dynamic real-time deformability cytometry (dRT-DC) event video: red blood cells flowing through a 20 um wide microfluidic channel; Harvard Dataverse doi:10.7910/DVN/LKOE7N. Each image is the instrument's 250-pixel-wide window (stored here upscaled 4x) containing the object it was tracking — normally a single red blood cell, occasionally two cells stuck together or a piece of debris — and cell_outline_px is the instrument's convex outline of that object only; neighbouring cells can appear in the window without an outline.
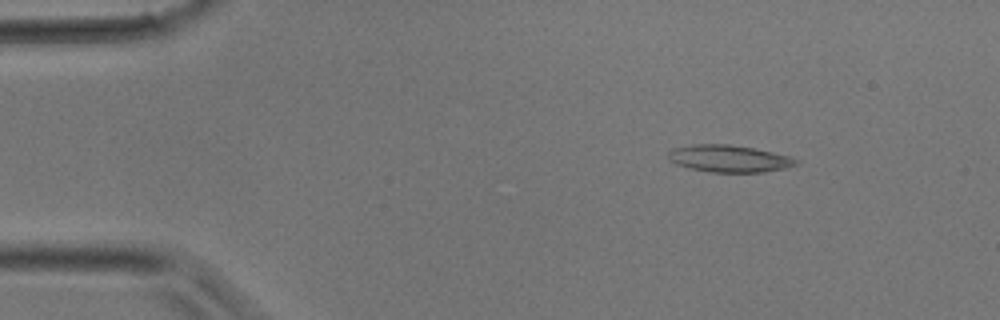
{"species": "common noctule bat (a hibernating species)", "species_latin": "Nyctalus noctula", "temperature_condition": "room temperature", "stored_images_in_passage": 35, "camera_frame_rate_fps": 3000, "um_per_image_px": 0.085, "animal": {"sex": "male", "body_mass_g": 17.9}, "frame": {"image": 1, "passage_image": 5, "time_ms": 1.333, "image_size_px": [1000, 320], "cell_outline_px": [[800, 160], [796, 164], [784, 168], [764, 172], [712, 172], [692, 168], [676, 164], [668, 160], [668, 152], [672, 148], [692, 144], [728, 144], [752, 148], [772, 152], [788, 156]], "centroid_in_image_um": [61.93, 13.47], "position_along_channel_um": 23.1, "area_um2": 20.0}}
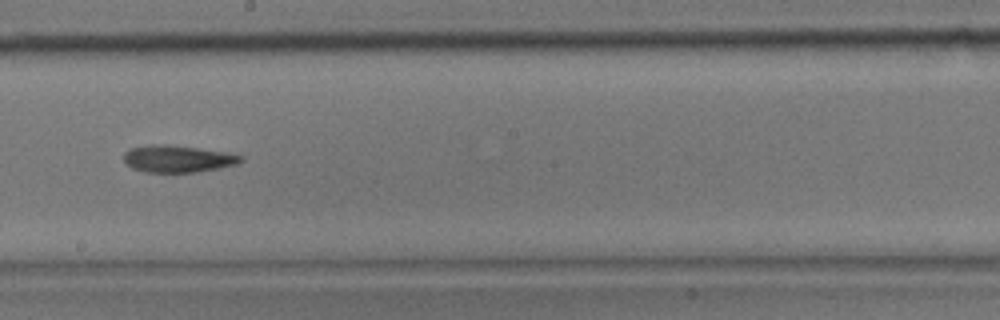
{"frame": {"image": 2, "passage_image": 20, "time_ms": 6.333, "image_size_px": [1000, 320], "cell_outline_px": [[244, 160], [236, 164], [196, 172], [144, 172], [132, 168], [124, 160], [124, 152], [128, 148], [152, 144], [164, 144], [196, 148], [224, 152], [244, 156]], "centroid_in_image_um": [15.07, 13.49], "position_along_channel_um": 233.1, "area_um2": 18.26}}
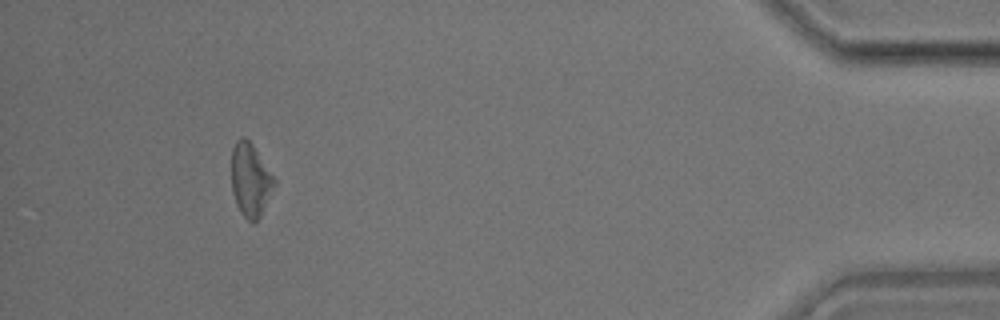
{"frame": {"image": 3, "passage_image": 33, "time_ms": 10.667, "image_size_px": [1000, 320], "cell_outline_px": [[276, 184], [260, 216], [252, 224], [240, 212], [236, 204], [232, 192], [232, 148], [236, 140], [240, 136], [244, 136], [252, 144], [276, 176]], "centroid_in_image_um": [21.3, 15.27], "position_along_channel_um": 413.9, "area_um2": 18.55}}